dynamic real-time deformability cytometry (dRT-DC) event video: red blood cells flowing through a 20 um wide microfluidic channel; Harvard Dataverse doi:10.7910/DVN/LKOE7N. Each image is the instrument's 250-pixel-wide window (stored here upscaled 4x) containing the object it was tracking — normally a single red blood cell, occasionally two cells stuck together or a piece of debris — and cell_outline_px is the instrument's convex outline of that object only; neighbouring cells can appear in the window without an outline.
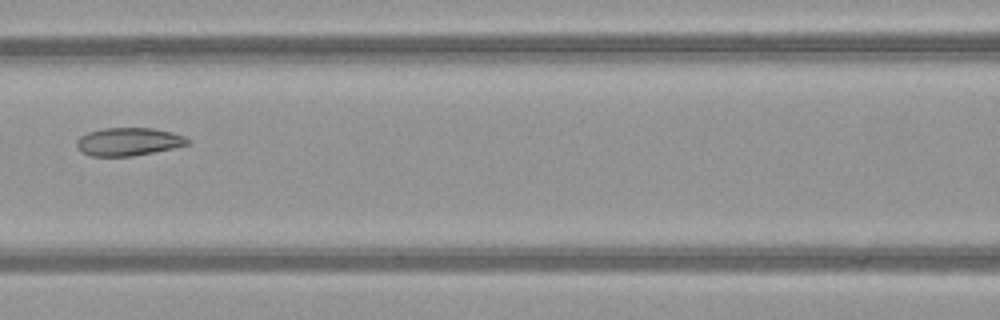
{"species": "common noctule bat (a hibernating species)", "species_latin": "Nyctalus noctula", "temperature_condition": "warm", "stored_images_in_passage": 7, "camera_frame_rate_fps": 3000, "um_per_image_px": 0.085, "animal": {"sex": "female", "body_mass_g": 21.9}, "frame": {"image": 1, "passage_image": 7, "time_ms": 2.0, "image_size_px": [1000, 320], "cell_outline_px": [[192, 140], [188, 144], [172, 148], [132, 156], [92, 156], [80, 152], [76, 144], [76, 140], [80, 136], [88, 132], [104, 128], [152, 128], [172, 132], [184, 136]], "centroid_in_image_um": [10.9, 12.04], "position_along_channel_um": 155.7, "area_um2": 18.09}}